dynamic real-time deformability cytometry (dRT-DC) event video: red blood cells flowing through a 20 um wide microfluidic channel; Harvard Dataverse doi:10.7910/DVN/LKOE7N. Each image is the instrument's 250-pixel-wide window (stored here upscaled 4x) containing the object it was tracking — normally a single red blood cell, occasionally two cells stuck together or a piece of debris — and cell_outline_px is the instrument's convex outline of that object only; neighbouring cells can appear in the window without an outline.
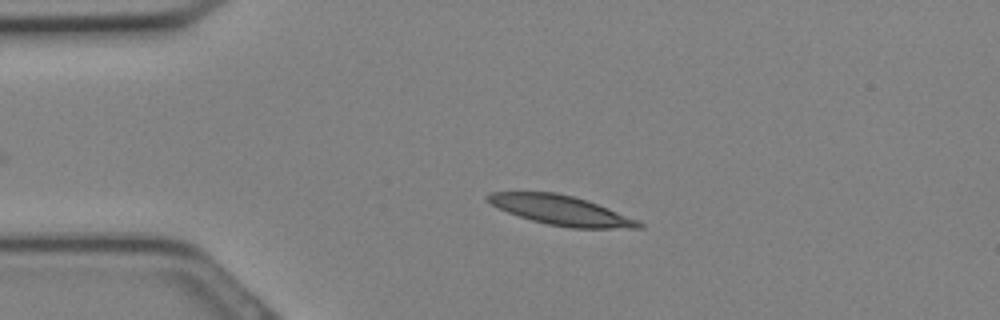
{"species": "Egyptian fruit bat (a non-hibernating species)", "species_latin": "Rousettus aegyptiacus", "temperature_condition": "cold", "stored_images_in_passage": 20, "camera_frame_rate_fps": 3000, "um_per_image_px": 0.085, "animal": {"sex": "female"}, "frame": {"image": 1, "passage_image": 6, "time_ms": 1.667, "image_size_px": [1000, 320], "cell_outline_px": [[644, 228], [568, 228], [548, 224], [532, 220], [508, 212], [484, 200], [484, 196], [492, 192], [556, 192], [572, 196], [608, 208], [636, 220], [644, 224]], "centroid_in_image_um": [47.65, 17.88], "position_along_channel_um": 37.3, "area_um2": 25.61}}
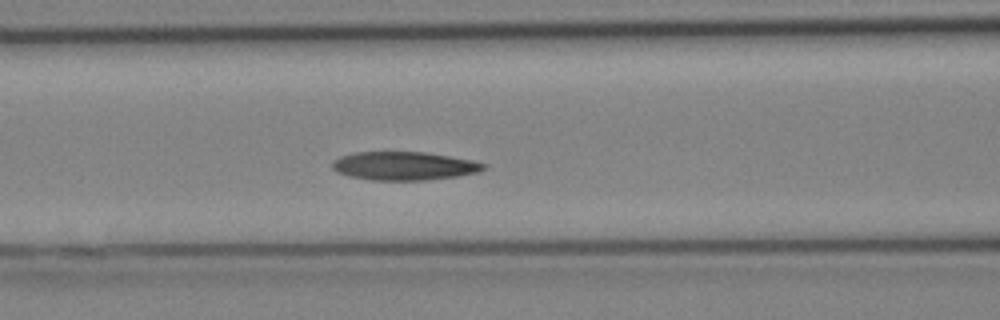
{"frame": {"image": 2, "passage_image": 12, "time_ms": 3.667, "image_size_px": [1000, 320], "cell_outline_px": [[488, 168], [480, 172], [456, 176], [424, 180], [372, 180], [348, 176], [332, 168], [332, 164], [340, 156], [356, 152], [428, 152], [472, 160], [488, 164]], "centroid_in_image_um": [34.41, 14.1], "position_along_channel_um": 132.2, "area_um2": 25.09}}
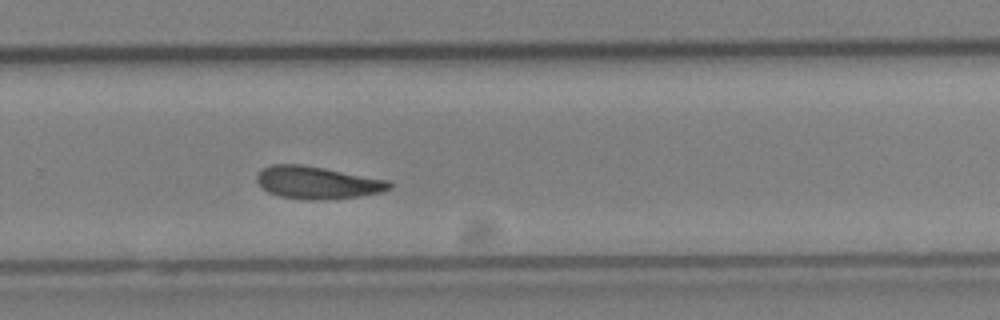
{"frame": {"image": 3, "passage_image": 20, "time_ms": 6.333, "image_size_px": [1000, 320], "cell_outline_px": [[392, 188], [380, 192], [356, 196], [316, 200], [280, 196], [268, 192], [256, 180], [256, 176], [264, 168], [272, 164], [300, 164], [324, 168], [388, 180], [392, 184]], "centroid_in_image_um": [26.97, 15.51], "position_along_channel_um": 302.8, "area_um2": 24.57}}